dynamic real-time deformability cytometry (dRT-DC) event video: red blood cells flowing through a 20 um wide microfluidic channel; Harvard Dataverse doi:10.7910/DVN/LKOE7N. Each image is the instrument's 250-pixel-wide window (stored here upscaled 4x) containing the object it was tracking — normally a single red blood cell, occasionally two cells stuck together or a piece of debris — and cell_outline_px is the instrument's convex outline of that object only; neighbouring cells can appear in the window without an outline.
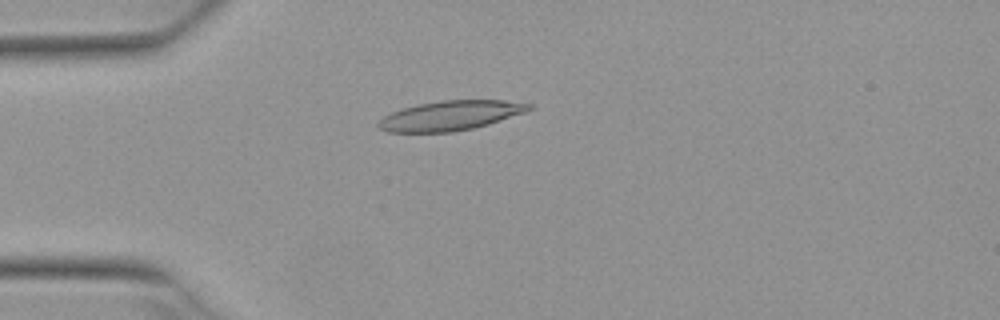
{"species": "Egyptian fruit bat (a non-hibernating species)", "species_latin": "Rousettus aegyptiacus", "temperature_condition": "warm", "stored_images_in_passage": 3, "camera_frame_rate_fps": 3000, "um_per_image_px": 0.085, "animal": {"sex": "female"}, "frame": {"image": 1, "passage_image": 3, "time_ms": 0.667, "image_size_px": [1000, 320], "cell_outline_px": [[536, 104], [532, 108], [524, 112], [488, 124], [472, 128], [452, 132], [388, 132], [380, 128], [376, 124], [384, 116], [392, 112], [404, 108], [420, 104], [440, 100], [504, 100]], "centroid_in_image_um": [38.3, 9.82], "position_along_channel_um": 46.7, "area_um2": 25.78}}